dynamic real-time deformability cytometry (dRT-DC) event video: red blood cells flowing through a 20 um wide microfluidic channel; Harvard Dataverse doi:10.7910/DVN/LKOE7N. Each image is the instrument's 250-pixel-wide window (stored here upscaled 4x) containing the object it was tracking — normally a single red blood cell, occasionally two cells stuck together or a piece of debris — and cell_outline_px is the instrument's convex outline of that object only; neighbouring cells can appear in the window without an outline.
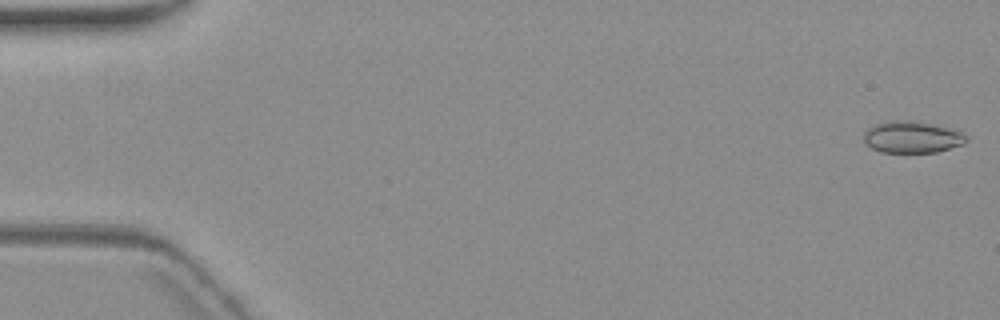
{"species": "common noctule bat (a hibernating species)", "species_latin": "Nyctalus noctula", "temperature_condition": "warm", "stored_images_in_passage": 7, "camera_frame_rate_fps": 3000, "um_per_image_px": 0.085, "animal": {"sex": "female", "body_mass_g": 19.3, "forearm_length_mm": 54.1}, "frame": {"image": 1, "passage_image": 1, "time_ms": 0.0, "image_size_px": [1000, 320], "cell_outline_px": [[968, 140], [964, 144], [936, 152], [880, 152], [864, 144], [864, 132], [868, 128], [876, 124], [892, 120], [896, 120], [928, 124], [960, 132], [968, 136]], "centroid_in_image_um": [77.48, 11.68], "position_along_channel_um": 7.5, "area_um2": 18.5}}
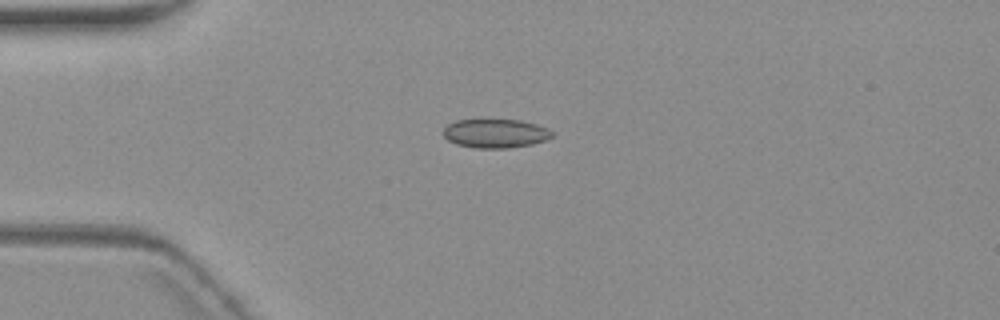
{"frame": {"image": 2, "passage_image": 5, "time_ms": 4.667, "image_size_px": [1000, 320], "cell_outline_px": [[552, 136], [544, 140], [532, 144], [508, 148], [476, 148], [456, 144], [448, 140], [444, 136], [444, 128], [448, 124], [456, 120], [480, 116], [520, 120], [536, 124], [548, 128], [552, 132]], "centroid_in_image_um": [42.06, 11.28], "position_along_channel_um": 42.9, "area_um2": 19.07}}
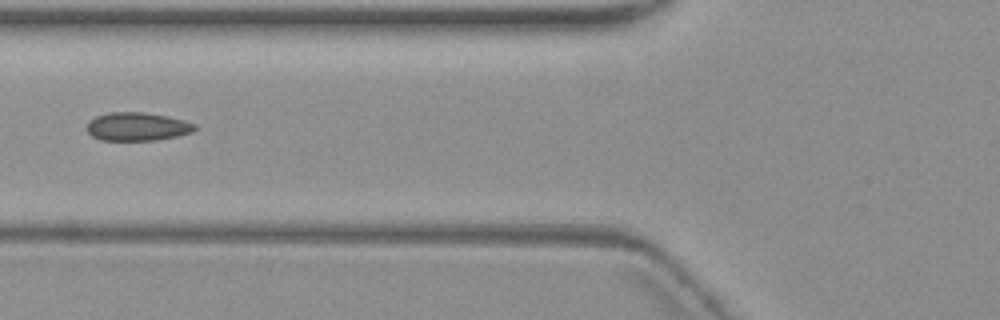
{"frame": {"image": 3, "passage_image": 7, "time_ms": 7.333, "image_size_px": [1000, 320], "cell_outline_px": [[196, 128], [192, 132], [176, 136], [156, 140], [100, 140], [92, 136], [88, 132], [88, 120], [96, 116], [108, 112], [144, 112], [168, 116], [184, 120], [196, 124]], "centroid_in_image_um": [11.66, 10.75], "position_along_channel_um": 114.1, "area_um2": 17.86}}